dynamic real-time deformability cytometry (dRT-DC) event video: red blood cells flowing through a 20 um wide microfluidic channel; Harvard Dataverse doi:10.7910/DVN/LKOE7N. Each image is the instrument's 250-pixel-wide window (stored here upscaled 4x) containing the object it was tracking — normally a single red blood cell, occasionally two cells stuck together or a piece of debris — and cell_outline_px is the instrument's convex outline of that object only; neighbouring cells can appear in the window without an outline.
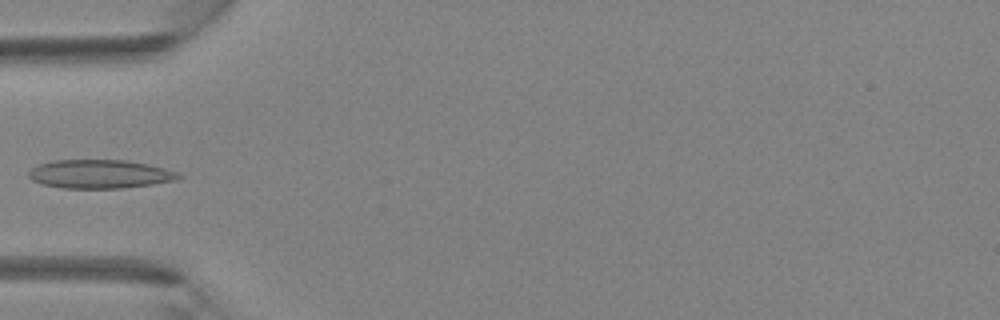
{"species": "Egyptian fruit bat (a non-hibernating species)", "species_latin": "Rousettus aegyptiacus", "temperature_condition": "room temperature", "stored_images_in_passage": 5, "camera_frame_rate_fps": 3000, "um_per_image_px": 0.085, "animal": {"sex": "female"}, "frame": {"image": 1, "passage_image": 5, "time_ms": 1.333, "image_size_px": [1000, 320], "cell_outline_px": [[184, 176], [176, 180], [152, 184], [120, 188], [64, 188], [44, 184], [32, 180], [28, 176], [28, 172], [32, 168], [40, 164], [52, 160], [128, 160], [148, 164], [164, 168], [176, 172]], "centroid_in_image_um": [8.49, 14.79], "position_along_channel_um": 76.5, "area_um2": 24.91}}